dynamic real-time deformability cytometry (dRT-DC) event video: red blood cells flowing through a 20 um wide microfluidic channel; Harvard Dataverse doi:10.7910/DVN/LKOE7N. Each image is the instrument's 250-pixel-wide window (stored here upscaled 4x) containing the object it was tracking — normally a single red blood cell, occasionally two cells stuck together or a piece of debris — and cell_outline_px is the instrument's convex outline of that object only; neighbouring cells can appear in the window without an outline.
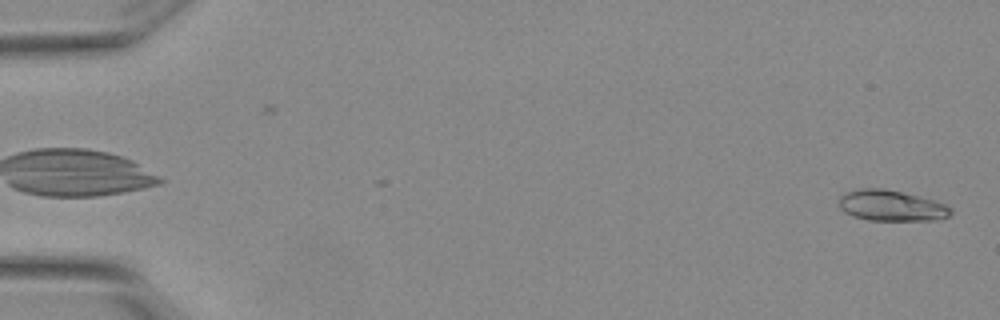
{"species": "Egyptian fruit bat (a non-hibernating species)", "species_latin": "Rousettus aegyptiacus", "temperature_condition": "warm", "stored_images_in_passage": 44, "camera_frame_rate_fps": 3000, "um_per_image_px": 0.085, "animal": {"sex": "female"}, "frame": {"image": 1, "passage_image": 1, "time_ms": 0.0, "image_size_px": [1000, 320], "cell_outline_px": [[952, 212], [948, 216], [932, 220], [868, 220], [852, 216], [844, 212], [840, 208], [840, 196], [848, 192], [860, 188], [884, 188], [932, 200], [944, 204], [952, 208]], "centroid_in_image_um": [75.73, 17.48], "position_along_channel_um": 9.3, "area_um2": 19.77}}
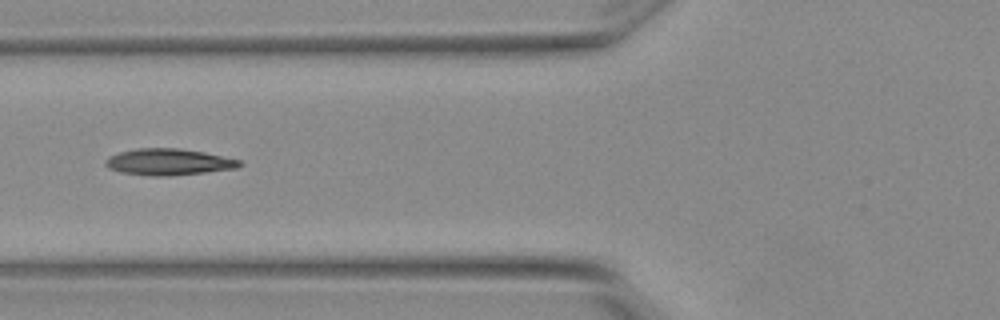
{"frame": {"image": 2, "passage_image": 21, "time_ms": 6.667, "image_size_px": [1000, 320], "cell_outline_px": [[244, 164], [236, 168], [204, 172], [168, 176], [152, 176], [120, 172], [108, 168], [104, 164], [104, 160], [120, 152], [136, 148], [176, 148], [204, 152], [240, 160]], "centroid_in_image_um": [14.31, 13.77], "position_along_channel_um": 111.5, "area_um2": 20.52}}
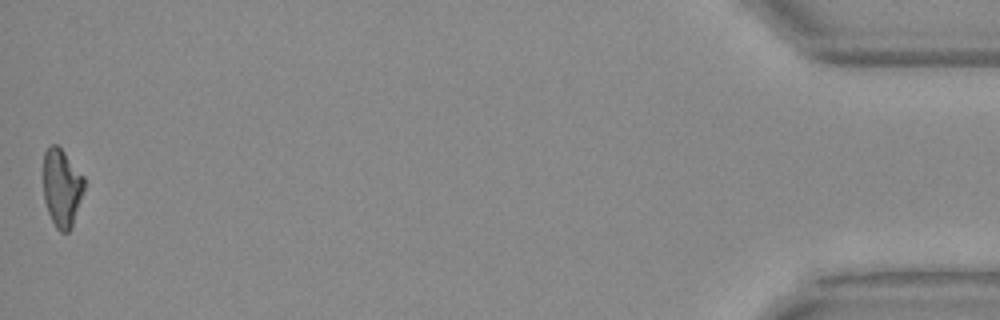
{"frame": {"image": 3, "passage_image": 44, "time_ms": 14.333, "image_size_px": [1000, 320], "cell_outline_px": [[84, 188], [72, 224], [68, 232], [60, 232], [56, 228], [48, 212], [44, 200], [44, 152], [52, 144], [56, 144], [64, 152], [84, 176]], "centroid_in_image_um": [5.24, 15.95], "position_along_channel_um": 430.0, "area_um2": 18.21}, "authors_computed_cell_mechanics": {"area_um2": 19.5653, "velocity_mm_per_s": 3.8491, "shape_relaxation_time_tau1_ms": null, "shape_relaxation_time_tau2_ms": 2.5483, "deformation_change_tau1": null, "deformation_change_tau2": 0.0926}}